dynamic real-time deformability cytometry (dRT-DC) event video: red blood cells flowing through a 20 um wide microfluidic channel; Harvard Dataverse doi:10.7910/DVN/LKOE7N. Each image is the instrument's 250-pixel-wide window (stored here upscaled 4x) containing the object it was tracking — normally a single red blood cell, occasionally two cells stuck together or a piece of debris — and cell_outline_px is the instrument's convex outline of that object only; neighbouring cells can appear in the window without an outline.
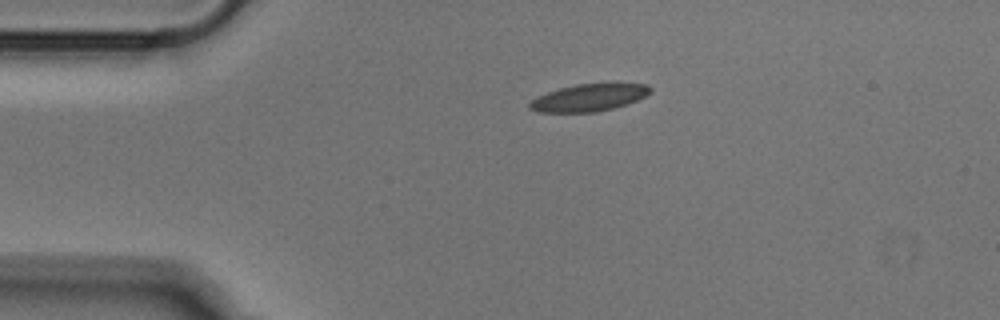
{"species": "Egyptian fruit bat (a non-hibernating species)", "species_latin": "Rousettus aegyptiacus", "temperature_condition": "cold", "stored_images_in_passage": 40, "camera_frame_rate_fps": 3000, "um_per_image_px": 0.085, "animal": {"sex": "male"}, "frame": {"image": 1, "passage_image": 1, "time_ms": 0.0, "image_size_px": [1000, 320], "cell_outline_px": [[652, 92], [636, 100], [612, 108], [596, 112], [536, 112], [528, 108], [528, 104], [536, 96], [560, 88], [576, 84], [648, 84], [652, 88]], "centroid_in_image_um": [50.01, 8.3], "position_along_channel_um": 35.0, "area_um2": 18.9}}
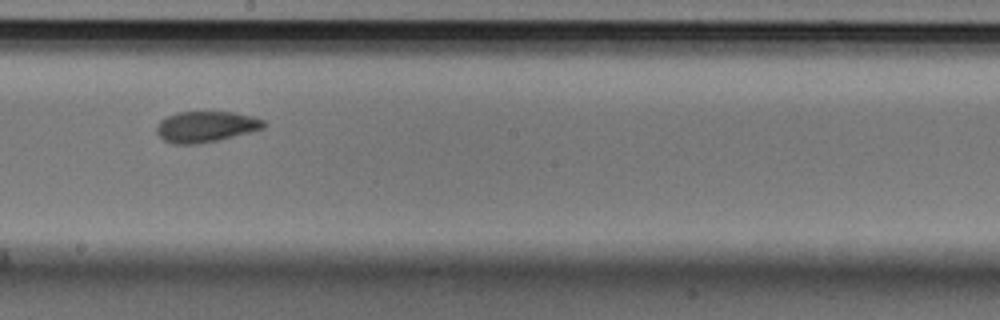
{"frame": {"image": 2, "passage_image": 19, "time_ms": 6.0, "image_size_px": [1000, 320], "cell_outline_px": [[268, 124], [264, 128], [220, 140], [200, 144], [172, 144], [164, 140], [156, 132], [156, 128], [160, 120], [176, 112], [236, 112], [252, 116], [264, 120]], "centroid_in_image_um": [17.51, 10.77], "position_along_channel_um": 230.7, "area_um2": 19.48}}
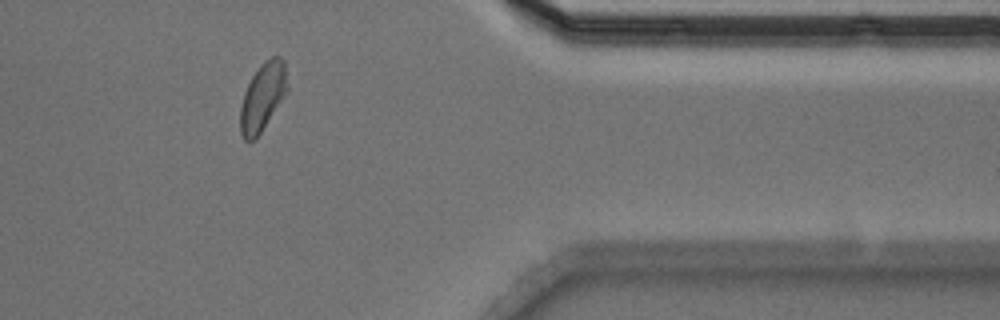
{"frame": {"image": 3, "passage_image": 33, "time_ms": 10.667, "image_size_px": [1000, 320], "cell_outline_px": [[288, 92], [260, 132], [252, 140], [244, 140], [240, 132], [240, 108], [244, 92], [252, 76], [260, 64], [264, 60], [272, 56], [280, 56], [284, 60], [288, 88]], "centroid_in_image_um": [22.34, 8.19], "position_along_channel_um": 389.1, "area_um2": 18.55}}